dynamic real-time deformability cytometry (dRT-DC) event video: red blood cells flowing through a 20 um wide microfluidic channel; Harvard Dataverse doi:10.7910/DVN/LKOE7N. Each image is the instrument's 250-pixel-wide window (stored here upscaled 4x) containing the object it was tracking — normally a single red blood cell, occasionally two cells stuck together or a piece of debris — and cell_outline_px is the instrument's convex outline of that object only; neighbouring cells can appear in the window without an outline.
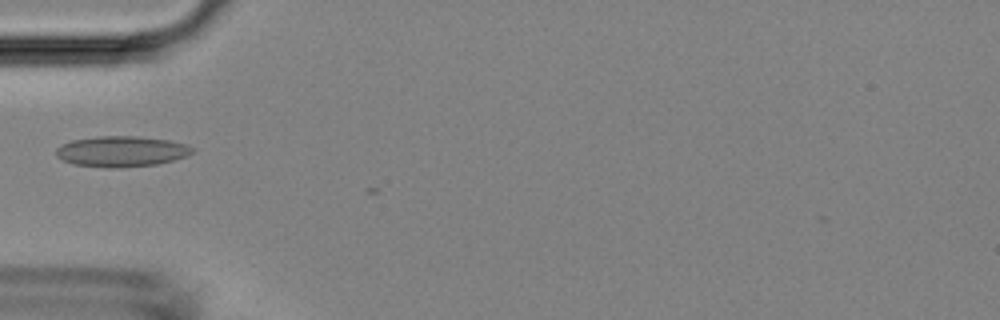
{"species": "Egyptian fruit bat (a non-hibernating species)", "species_latin": "Rousettus aegyptiacus", "temperature_condition": "room temperature", "stored_images_in_passage": 2, "camera_frame_rate_fps": 3000, "um_per_image_px": 0.085, "animal": {"sex": "female"}, "frame": {"image": 1, "passage_image": 1, "time_ms": 0.0, "image_size_px": [1000, 320], "cell_outline_px": [[196, 148], [188, 156], [156, 164], [120, 168], [108, 168], [72, 164], [56, 156], [56, 148], [72, 140], [96, 136], [136, 136], [168, 140], [188, 144]], "centroid_in_image_um": [10.35, 12.87], "position_along_channel_um": 74.7, "area_um2": 24.45}}